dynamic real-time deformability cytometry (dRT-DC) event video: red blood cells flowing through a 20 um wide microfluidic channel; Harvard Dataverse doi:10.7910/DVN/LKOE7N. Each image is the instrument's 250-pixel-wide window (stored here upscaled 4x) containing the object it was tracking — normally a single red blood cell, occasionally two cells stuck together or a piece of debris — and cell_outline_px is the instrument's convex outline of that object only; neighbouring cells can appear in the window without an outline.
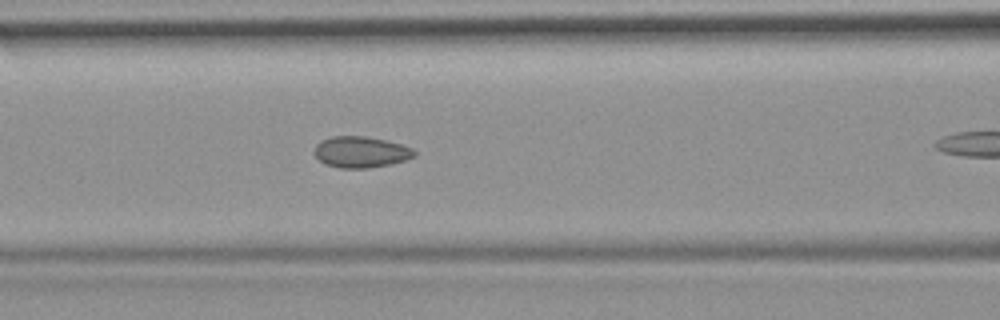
{"species": "common noctule bat (a hibernating species)", "species_latin": "Nyctalus noctula", "temperature_condition": "room temperature", "stored_images_in_passage": 31, "camera_frame_rate_fps": 3000, "um_per_image_px": 0.085, "animal": {"sex": "female", "body_mass_g": 19.9}, "frame": {"image": 1, "passage_image": 10, "time_ms": 3.0, "image_size_px": [1000, 320], "cell_outline_px": [[416, 156], [392, 164], [368, 168], [340, 168], [324, 164], [316, 156], [316, 144], [320, 140], [332, 136], [368, 136], [400, 144], [412, 148], [416, 152]], "centroid_in_image_um": [30.68, 12.92], "position_along_channel_um": 135.9, "area_um2": 18.15}}